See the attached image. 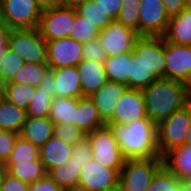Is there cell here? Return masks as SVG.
I'll use <instances>...</instances> for the list:
<instances>
[{
  "instance_id": "obj_1",
  "label": "cell",
  "mask_w": 191,
  "mask_h": 191,
  "mask_svg": "<svg viewBox=\"0 0 191 191\" xmlns=\"http://www.w3.org/2000/svg\"><path fill=\"white\" fill-rule=\"evenodd\" d=\"M142 91L147 116L156 125L190 102V87L172 79L157 78Z\"/></svg>"
},
{
  "instance_id": "obj_2",
  "label": "cell",
  "mask_w": 191,
  "mask_h": 191,
  "mask_svg": "<svg viewBox=\"0 0 191 191\" xmlns=\"http://www.w3.org/2000/svg\"><path fill=\"white\" fill-rule=\"evenodd\" d=\"M109 125L126 159L160 157L157 145V125L150 119L134 121L127 125Z\"/></svg>"
},
{
  "instance_id": "obj_3",
  "label": "cell",
  "mask_w": 191,
  "mask_h": 191,
  "mask_svg": "<svg viewBox=\"0 0 191 191\" xmlns=\"http://www.w3.org/2000/svg\"><path fill=\"white\" fill-rule=\"evenodd\" d=\"M190 123L191 101L157 125V145L160 157L185 143Z\"/></svg>"
},
{
  "instance_id": "obj_4",
  "label": "cell",
  "mask_w": 191,
  "mask_h": 191,
  "mask_svg": "<svg viewBox=\"0 0 191 191\" xmlns=\"http://www.w3.org/2000/svg\"><path fill=\"white\" fill-rule=\"evenodd\" d=\"M8 47L25 63L47 64V44L37 28L10 29Z\"/></svg>"
},
{
  "instance_id": "obj_5",
  "label": "cell",
  "mask_w": 191,
  "mask_h": 191,
  "mask_svg": "<svg viewBox=\"0 0 191 191\" xmlns=\"http://www.w3.org/2000/svg\"><path fill=\"white\" fill-rule=\"evenodd\" d=\"M162 165V157L126 159L120 170L119 184L126 191H146Z\"/></svg>"
},
{
  "instance_id": "obj_6",
  "label": "cell",
  "mask_w": 191,
  "mask_h": 191,
  "mask_svg": "<svg viewBox=\"0 0 191 191\" xmlns=\"http://www.w3.org/2000/svg\"><path fill=\"white\" fill-rule=\"evenodd\" d=\"M86 137L90 142L94 160L109 168L122 169L126 158L109 125L91 131Z\"/></svg>"
},
{
  "instance_id": "obj_7",
  "label": "cell",
  "mask_w": 191,
  "mask_h": 191,
  "mask_svg": "<svg viewBox=\"0 0 191 191\" xmlns=\"http://www.w3.org/2000/svg\"><path fill=\"white\" fill-rule=\"evenodd\" d=\"M43 9L37 0H0V18L10 29L37 28Z\"/></svg>"
},
{
  "instance_id": "obj_8",
  "label": "cell",
  "mask_w": 191,
  "mask_h": 191,
  "mask_svg": "<svg viewBox=\"0 0 191 191\" xmlns=\"http://www.w3.org/2000/svg\"><path fill=\"white\" fill-rule=\"evenodd\" d=\"M75 7H63L57 4L46 6L39 19L37 29L47 42L69 37L74 24Z\"/></svg>"
},
{
  "instance_id": "obj_9",
  "label": "cell",
  "mask_w": 191,
  "mask_h": 191,
  "mask_svg": "<svg viewBox=\"0 0 191 191\" xmlns=\"http://www.w3.org/2000/svg\"><path fill=\"white\" fill-rule=\"evenodd\" d=\"M140 37L135 30L124 26L117 20H113L104 29L100 30L98 39L107 57H110L132 52Z\"/></svg>"
},
{
  "instance_id": "obj_10",
  "label": "cell",
  "mask_w": 191,
  "mask_h": 191,
  "mask_svg": "<svg viewBox=\"0 0 191 191\" xmlns=\"http://www.w3.org/2000/svg\"><path fill=\"white\" fill-rule=\"evenodd\" d=\"M132 52L157 78H166L164 37L141 36Z\"/></svg>"
},
{
  "instance_id": "obj_11",
  "label": "cell",
  "mask_w": 191,
  "mask_h": 191,
  "mask_svg": "<svg viewBox=\"0 0 191 191\" xmlns=\"http://www.w3.org/2000/svg\"><path fill=\"white\" fill-rule=\"evenodd\" d=\"M139 35L164 37L170 17L165 12L162 0H141Z\"/></svg>"
},
{
  "instance_id": "obj_12",
  "label": "cell",
  "mask_w": 191,
  "mask_h": 191,
  "mask_svg": "<svg viewBox=\"0 0 191 191\" xmlns=\"http://www.w3.org/2000/svg\"><path fill=\"white\" fill-rule=\"evenodd\" d=\"M120 170L106 167L92 159L81 169L77 190L105 191L119 184Z\"/></svg>"
},
{
  "instance_id": "obj_13",
  "label": "cell",
  "mask_w": 191,
  "mask_h": 191,
  "mask_svg": "<svg viewBox=\"0 0 191 191\" xmlns=\"http://www.w3.org/2000/svg\"><path fill=\"white\" fill-rule=\"evenodd\" d=\"M149 119L141 89L128 88L118 99L112 118L106 124L127 125L137 120Z\"/></svg>"
},
{
  "instance_id": "obj_14",
  "label": "cell",
  "mask_w": 191,
  "mask_h": 191,
  "mask_svg": "<svg viewBox=\"0 0 191 191\" xmlns=\"http://www.w3.org/2000/svg\"><path fill=\"white\" fill-rule=\"evenodd\" d=\"M166 78L191 87V45H177L165 40Z\"/></svg>"
},
{
  "instance_id": "obj_15",
  "label": "cell",
  "mask_w": 191,
  "mask_h": 191,
  "mask_svg": "<svg viewBox=\"0 0 191 191\" xmlns=\"http://www.w3.org/2000/svg\"><path fill=\"white\" fill-rule=\"evenodd\" d=\"M49 69L77 66L82 60L83 44L71 37L47 41Z\"/></svg>"
},
{
  "instance_id": "obj_16",
  "label": "cell",
  "mask_w": 191,
  "mask_h": 191,
  "mask_svg": "<svg viewBox=\"0 0 191 191\" xmlns=\"http://www.w3.org/2000/svg\"><path fill=\"white\" fill-rule=\"evenodd\" d=\"M128 88L127 85L107 81L99 90L90 96L95 107L98 109L100 117L105 123L112 118L118 99Z\"/></svg>"
},
{
  "instance_id": "obj_17",
  "label": "cell",
  "mask_w": 191,
  "mask_h": 191,
  "mask_svg": "<svg viewBox=\"0 0 191 191\" xmlns=\"http://www.w3.org/2000/svg\"><path fill=\"white\" fill-rule=\"evenodd\" d=\"M76 67L80 77L83 96L90 97L108 81L104 63L82 60Z\"/></svg>"
},
{
  "instance_id": "obj_18",
  "label": "cell",
  "mask_w": 191,
  "mask_h": 191,
  "mask_svg": "<svg viewBox=\"0 0 191 191\" xmlns=\"http://www.w3.org/2000/svg\"><path fill=\"white\" fill-rule=\"evenodd\" d=\"M73 145L65 143L52 135L43 146L39 148L40 159L48 173L54 167L65 164L72 155Z\"/></svg>"
},
{
  "instance_id": "obj_19",
  "label": "cell",
  "mask_w": 191,
  "mask_h": 191,
  "mask_svg": "<svg viewBox=\"0 0 191 191\" xmlns=\"http://www.w3.org/2000/svg\"><path fill=\"white\" fill-rule=\"evenodd\" d=\"M55 75V97L81 98V82L76 66L59 67L50 69Z\"/></svg>"
},
{
  "instance_id": "obj_20",
  "label": "cell",
  "mask_w": 191,
  "mask_h": 191,
  "mask_svg": "<svg viewBox=\"0 0 191 191\" xmlns=\"http://www.w3.org/2000/svg\"><path fill=\"white\" fill-rule=\"evenodd\" d=\"M106 125L99 115L93 100L84 96L76 99L74 126L85 134Z\"/></svg>"
},
{
  "instance_id": "obj_21",
  "label": "cell",
  "mask_w": 191,
  "mask_h": 191,
  "mask_svg": "<svg viewBox=\"0 0 191 191\" xmlns=\"http://www.w3.org/2000/svg\"><path fill=\"white\" fill-rule=\"evenodd\" d=\"M54 124L49 117L26 116L19 136L41 147L53 135Z\"/></svg>"
},
{
  "instance_id": "obj_22",
  "label": "cell",
  "mask_w": 191,
  "mask_h": 191,
  "mask_svg": "<svg viewBox=\"0 0 191 191\" xmlns=\"http://www.w3.org/2000/svg\"><path fill=\"white\" fill-rule=\"evenodd\" d=\"M163 165L182 180L191 178V143L173 148L162 156Z\"/></svg>"
},
{
  "instance_id": "obj_23",
  "label": "cell",
  "mask_w": 191,
  "mask_h": 191,
  "mask_svg": "<svg viewBox=\"0 0 191 191\" xmlns=\"http://www.w3.org/2000/svg\"><path fill=\"white\" fill-rule=\"evenodd\" d=\"M164 38L177 45H191V7L187 6L179 14L170 17Z\"/></svg>"
},
{
  "instance_id": "obj_24",
  "label": "cell",
  "mask_w": 191,
  "mask_h": 191,
  "mask_svg": "<svg viewBox=\"0 0 191 191\" xmlns=\"http://www.w3.org/2000/svg\"><path fill=\"white\" fill-rule=\"evenodd\" d=\"M131 63L132 52L107 57L104 61L107 80L127 85L130 88Z\"/></svg>"
},
{
  "instance_id": "obj_25",
  "label": "cell",
  "mask_w": 191,
  "mask_h": 191,
  "mask_svg": "<svg viewBox=\"0 0 191 191\" xmlns=\"http://www.w3.org/2000/svg\"><path fill=\"white\" fill-rule=\"evenodd\" d=\"M81 167L72 157L63 165L54 167L48 175L65 191L78 189Z\"/></svg>"
},
{
  "instance_id": "obj_26",
  "label": "cell",
  "mask_w": 191,
  "mask_h": 191,
  "mask_svg": "<svg viewBox=\"0 0 191 191\" xmlns=\"http://www.w3.org/2000/svg\"><path fill=\"white\" fill-rule=\"evenodd\" d=\"M3 169L27 184H31L47 174L40 158L19 163H5Z\"/></svg>"
},
{
  "instance_id": "obj_27",
  "label": "cell",
  "mask_w": 191,
  "mask_h": 191,
  "mask_svg": "<svg viewBox=\"0 0 191 191\" xmlns=\"http://www.w3.org/2000/svg\"><path fill=\"white\" fill-rule=\"evenodd\" d=\"M26 119V110L5 98L0 102V129L19 134Z\"/></svg>"
},
{
  "instance_id": "obj_28",
  "label": "cell",
  "mask_w": 191,
  "mask_h": 191,
  "mask_svg": "<svg viewBox=\"0 0 191 191\" xmlns=\"http://www.w3.org/2000/svg\"><path fill=\"white\" fill-rule=\"evenodd\" d=\"M76 99L55 97L51 103L49 118L53 124H73L75 121Z\"/></svg>"
},
{
  "instance_id": "obj_29",
  "label": "cell",
  "mask_w": 191,
  "mask_h": 191,
  "mask_svg": "<svg viewBox=\"0 0 191 191\" xmlns=\"http://www.w3.org/2000/svg\"><path fill=\"white\" fill-rule=\"evenodd\" d=\"M182 181L162 165L156 171L146 191H182Z\"/></svg>"
},
{
  "instance_id": "obj_30",
  "label": "cell",
  "mask_w": 191,
  "mask_h": 191,
  "mask_svg": "<svg viewBox=\"0 0 191 191\" xmlns=\"http://www.w3.org/2000/svg\"><path fill=\"white\" fill-rule=\"evenodd\" d=\"M35 88L36 87L27 84L5 83L4 98L26 110L31 102V98L34 96Z\"/></svg>"
},
{
  "instance_id": "obj_31",
  "label": "cell",
  "mask_w": 191,
  "mask_h": 191,
  "mask_svg": "<svg viewBox=\"0 0 191 191\" xmlns=\"http://www.w3.org/2000/svg\"><path fill=\"white\" fill-rule=\"evenodd\" d=\"M48 70L49 66L47 64L25 63L11 81L7 83L27 84L38 87Z\"/></svg>"
},
{
  "instance_id": "obj_32",
  "label": "cell",
  "mask_w": 191,
  "mask_h": 191,
  "mask_svg": "<svg viewBox=\"0 0 191 191\" xmlns=\"http://www.w3.org/2000/svg\"><path fill=\"white\" fill-rule=\"evenodd\" d=\"M76 11L92 22L99 30L104 29L113 19L94 0H86L76 7Z\"/></svg>"
},
{
  "instance_id": "obj_33",
  "label": "cell",
  "mask_w": 191,
  "mask_h": 191,
  "mask_svg": "<svg viewBox=\"0 0 191 191\" xmlns=\"http://www.w3.org/2000/svg\"><path fill=\"white\" fill-rule=\"evenodd\" d=\"M100 30L89 20L81 16L75 8L74 24L71 27L69 37L82 44L98 38Z\"/></svg>"
},
{
  "instance_id": "obj_34",
  "label": "cell",
  "mask_w": 191,
  "mask_h": 191,
  "mask_svg": "<svg viewBox=\"0 0 191 191\" xmlns=\"http://www.w3.org/2000/svg\"><path fill=\"white\" fill-rule=\"evenodd\" d=\"M25 62L9 47L0 57V82H10L15 74L23 67Z\"/></svg>"
},
{
  "instance_id": "obj_35",
  "label": "cell",
  "mask_w": 191,
  "mask_h": 191,
  "mask_svg": "<svg viewBox=\"0 0 191 191\" xmlns=\"http://www.w3.org/2000/svg\"><path fill=\"white\" fill-rule=\"evenodd\" d=\"M157 77L133 54L130 64V88L143 89L149 86Z\"/></svg>"
},
{
  "instance_id": "obj_36",
  "label": "cell",
  "mask_w": 191,
  "mask_h": 191,
  "mask_svg": "<svg viewBox=\"0 0 191 191\" xmlns=\"http://www.w3.org/2000/svg\"><path fill=\"white\" fill-rule=\"evenodd\" d=\"M53 97L40 87L35 88L34 96L26 108V116L49 117Z\"/></svg>"
},
{
  "instance_id": "obj_37",
  "label": "cell",
  "mask_w": 191,
  "mask_h": 191,
  "mask_svg": "<svg viewBox=\"0 0 191 191\" xmlns=\"http://www.w3.org/2000/svg\"><path fill=\"white\" fill-rule=\"evenodd\" d=\"M40 158L39 147L19 136L6 163H19Z\"/></svg>"
},
{
  "instance_id": "obj_38",
  "label": "cell",
  "mask_w": 191,
  "mask_h": 191,
  "mask_svg": "<svg viewBox=\"0 0 191 191\" xmlns=\"http://www.w3.org/2000/svg\"><path fill=\"white\" fill-rule=\"evenodd\" d=\"M141 0H123L116 20L139 33V14Z\"/></svg>"
},
{
  "instance_id": "obj_39",
  "label": "cell",
  "mask_w": 191,
  "mask_h": 191,
  "mask_svg": "<svg viewBox=\"0 0 191 191\" xmlns=\"http://www.w3.org/2000/svg\"><path fill=\"white\" fill-rule=\"evenodd\" d=\"M53 135L71 145H75L86 136L73 124H55Z\"/></svg>"
},
{
  "instance_id": "obj_40",
  "label": "cell",
  "mask_w": 191,
  "mask_h": 191,
  "mask_svg": "<svg viewBox=\"0 0 191 191\" xmlns=\"http://www.w3.org/2000/svg\"><path fill=\"white\" fill-rule=\"evenodd\" d=\"M82 58L83 60L104 63L107 55L98 38L83 44Z\"/></svg>"
},
{
  "instance_id": "obj_41",
  "label": "cell",
  "mask_w": 191,
  "mask_h": 191,
  "mask_svg": "<svg viewBox=\"0 0 191 191\" xmlns=\"http://www.w3.org/2000/svg\"><path fill=\"white\" fill-rule=\"evenodd\" d=\"M19 134L0 129V165H4L10 158L15 141Z\"/></svg>"
},
{
  "instance_id": "obj_42",
  "label": "cell",
  "mask_w": 191,
  "mask_h": 191,
  "mask_svg": "<svg viewBox=\"0 0 191 191\" xmlns=\"http://www.w3.org/2000/svg\"><path fill=\"white\" fill-rule=\"evenodd\" d=\"M92 149L90 146V142L85 136L78 143L73 145L72 155L71 157L75 159V161L80 164L81 169H83L84 165L93 159Z\"/></svg>"
},
{
  "instance_id": "obj_43",
  "label": "cell",
  "mask_w": 191,
  "mask_h": 191,
  "mask_svg": "<svg viewBox=\"0 0 191 191\" xmlns=\"http://www.w3.org/2000/svg\"><path fill=\"white\" fill-rule=\"evenodd\" d=\"M0 191H29V184L10 175L4 169L0 181Z\"/></svg>"
},
{
  "instance_id": "obj_44",
  "label": "cell",
  "mask_w": 191,
  "mask_h": 191,
  "mask_svg": "<svg viewBox=\"0 0 191 191\" xmlns=\"http://www.w3.org/2000/svg\"><path fill=\"white\" fill-rule=\"evenodd\" d=\"M29 191H65L62 189L48 173L37 181L29 184Z\"/></svg>"
},
{
  "instance_id": "obj_45",
  "label": "cell",
  "mask_w": 191,
  "mask_h": 191,
  "mask_svg": "<svg viewBox=\"0 0 191 191\" xmlns=\"http://www.w3.org/2000/svg\"><path fill=\"white\" fill-rule=\"evenodd\" d=\"M96 5L100 6L107 14L116 20L118 17L121 7L123 5V0H94Z\"/></svg>"
},
{
  "instance_id": "obj_46",
  "label": "cell",
  "mask_w": 191,
  "mask_h": 191,
  "mask_svg": "<svg viewBox=\"0 0 191 191\" xmlns=\"http://www.w3.org/2000/svg\"><path fill=\"white\" fill-rule=\"evenodd\" d=\"M165 12L169 17L179 14L187 7L186 0H162Z\"/></svg>"
},
{
  "instance_id": "obj_47",
  "label": "cell",
  "mask_w": 191,
  "mask_h": 191,
  "mask_svg": "<svg viewBox=\"0 0 191 191\" xmlns=\"http://www.w3.org/2000/svg\"><path fill=\"white\" fill-rule=\"evenodd\" d=\"M56 81L54 73L49 69L48 72L43 76L39 83L40 88L47 91L50 96L55 98Z\"/></svg>"
},
{
  "instance_id": "obj_48",
  "label": "cell",
  "mask_w": 191,
  "mask_h": 191,
  "mask_svg": "<svg viewBox=\"0 0 191 191\" xmlns=\"http://www.w3.org/2000/svg\"><path fill=\"white\" fill-rule=\"evenodd\" d=\"M10 28L0 18V57L3 51L8 47V36Z\"/></svg>"
},
{
  "instance_id": "obj_49",
  "label": "cell",
  "mask_w": 191,
  "mask_h": 191,
  "mask_svg": "<svg viewBox=\"0 0 191 191\" xmlns=\"http://www.w3.org/2000/svg\"><path fill=\"white\" fill-rule=\"evenodd\" d=\"M86 0H56L55 4L63 7H77L79 4L84 3Z\"/></svg>"
},
{
  "instance_id": "obj_50",
  "label": "cell",
  "mask_w": 191,
  "mask_h": 191,
  "mask_svg": "<svg viewBox=\"0 0 191 191\" xmlns=\"http://www.w3.org/2000/svg\"><path fill=\"white\" fill-rule=\"evenodd\" d=\"M182 191H191V178L182 181Z\"/></svg>"
},
{
  "instance_id": "obj_51",
  "label": "cell",
  "mask_w": 191,
  "mask_h": 191,
  "mask_svg": "<svg viewBox=\"0 0 191 191\" xmlns=\"http://www.w3.org/2000/svg\"><path fill=\"white\" fill-rule=\"evenodd\" d=\"M43 7L51 6L55 4L56 0H37Z\"/></svg>"
},
{
  "instance_id": "obj_52",
  "label": "cell",
  "mask_w": 191,
  "mask_h": 191,
  "mask_svg": "<svg viewBox=\"0 0 191 191\" xmlns=\"http://www.w3.org/2000/svg\"><path fill=\"white\" fill-rule=\"evenodd\" d=\"M186 136L187 137L185 143H191V123L187 129Z\"/></svg>"
},
{
  "instance_id": "obj_53",
  "label": "cell",
  "mask_w": 191,
  "mask_h": 191,
  "mask_svg": "<svg viewBox=\"0 0 191 191\" xmlns=\"http://www.w3.org/2000/svg\"><path fill=\"white\" fill-rule=\"evenodd\" d=\"M105 191H122V187L120 186V184H117L111 188H108L107 190Z\"/></svg>"
},
{
  "instance_id": "obj_54",
  "label": "cell",
  "mask_w": 191,
  "mask_h": 191,
  "mask_svg": "<svg viewBox=\"0 0 191 191\" xmlns=\"http://www.w3.org/2000/svg\"><path fill=\"white\" fill-rule=\"evenodd\" d=\"M4 99V83L0 82V102Z\"/></svg>"
},
{
  "instance_id": "obj_55",
  "label": "cell",
  "mask_w": 191,
  "mask_h": 191,
  "mask_svg": "<svg viewBox=\"0 0 191 191\" xmlns=\"http://www.w3.org/2000/svg\"><path fill=\"white\" fill-rule=\"evenodd\" d=\"M3 168H0V181H1V178H2V173H3Z\"/></svg>"
},
{
  "instance_id": "obj_56",
  "label": "cell",
  "mask_w": 191,
  "mask_h": 191,
  "mask_svg": "<svg viewBox=\"0 0 191 191\" xmlns=\"http://www.w3.org/2000/svg\"><path fill=\"white\" fill-rule=\"evenodd\" d=\"M187 6L191 7V0H186Z\"/></svg>"
}]
</instances>
